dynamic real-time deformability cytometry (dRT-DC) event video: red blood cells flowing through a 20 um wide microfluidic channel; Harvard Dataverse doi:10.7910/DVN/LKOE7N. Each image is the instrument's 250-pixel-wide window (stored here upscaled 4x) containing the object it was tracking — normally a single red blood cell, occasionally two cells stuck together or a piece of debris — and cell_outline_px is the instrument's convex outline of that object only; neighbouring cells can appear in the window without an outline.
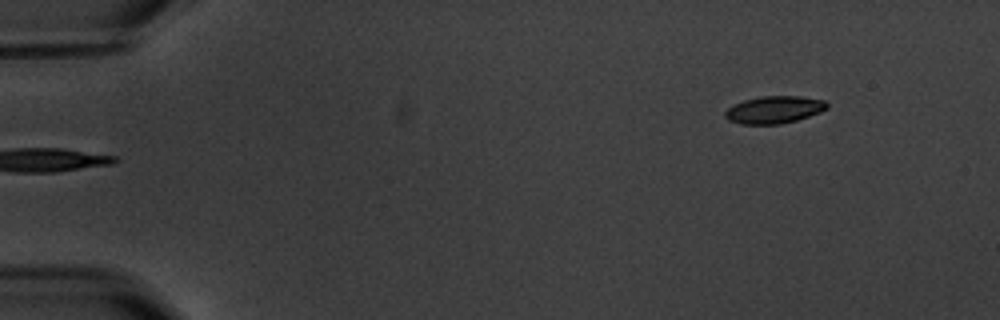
{"species": "common noctule bat (a hibernating species)", "species_latin": "Nyctalus noctula", "temperature_condition": "warm", "stored_images_in_passage": 6, "segment_of_instrument_passage": [2, 2], "camera_frame_rate_fps": 3000, "um_per_image_px": 0.085, "animal": {"sex": "male", "body_mass_g": 20.1, "forearm_length_mm": 53.5}, "frame": {"image": 1, "passage_image": 6, "time_ms": 6.667, "image_size_px": [1000, 320], "cell_outline_px": [[828, 108], [820, 112], [796, 120], [780, 124], [740, 124], [728, 120], [724, 116], [724, 112], [728, 108], [744, 100], [760, 96], [800, 96], [824, 100], [828, 104]], "centroid_in_image_um": [65.8, 9.32], "position_along_channel_um": 19.2, "area_um2": 16.18}}